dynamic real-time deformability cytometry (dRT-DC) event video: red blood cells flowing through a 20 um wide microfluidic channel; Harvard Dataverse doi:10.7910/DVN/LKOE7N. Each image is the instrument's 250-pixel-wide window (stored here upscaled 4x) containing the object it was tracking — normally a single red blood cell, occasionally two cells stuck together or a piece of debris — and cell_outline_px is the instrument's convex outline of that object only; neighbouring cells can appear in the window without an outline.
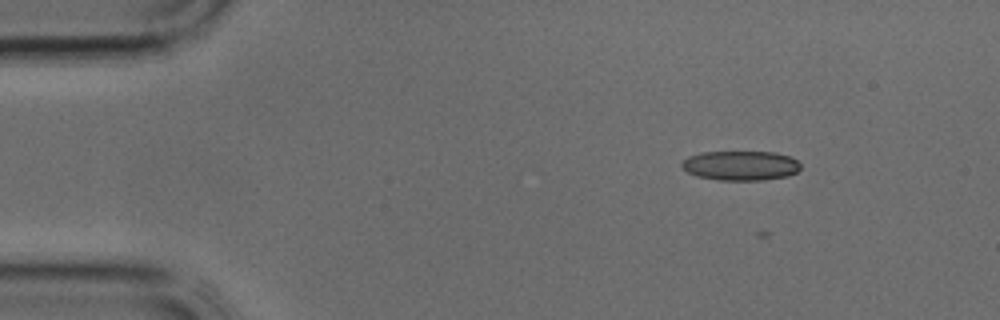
{"species": "common noctule bat (a hibernating species)", "species_latin": "Nyctalus noctula", "temperature_condition": "cold", "stored_images_in_passage": 26, "camera_frame_rate_fps": 3000, "um_per_image_px": 0.085, "animal": {"sex": "male", "body_mass_g": 17.9, "forearm_length_mm": 54.2}, "frame": {"image": 1, "passage_image": 5, "time_ms": 1.333, "image_size_px": [1000, 320], "cell_outline_px": [[800, 168], [796, 172], [788, 176], [764, 180], [720, 180], [696, 176], [680, 168], [680, 164], [688, 156], [700, 152], [776, 152], [788, 156], [796, 160], [800, 164]], "centroid_in_image_um": [62.92, 14.07], "position_along_channel_um": 22.1, "area_um2": 20.58}}
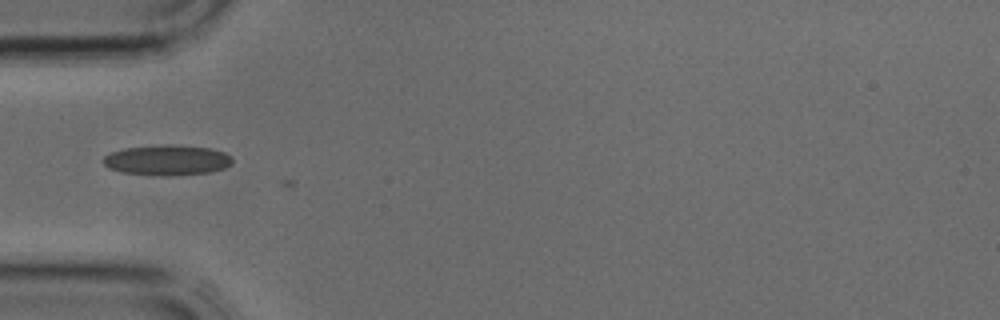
{"frame": {"image": 2, "passage_image": 12, "time_ms": 3.667, "image_size_px": [1000, 320], "cell_outline_px": [[232, 164], [224, 168], [208, 172], [168, 176], [120, 172], [108, 168], [100, 160], [104, 156], [112, 152], [124, 148], [160, 144], [172, 144], [208, 148], [224, 152], [232, 156]], "centroid_in_image_um": [14.17, 13.6], "position_along_channel_um": 70.8, "area_um2": 22.95}}
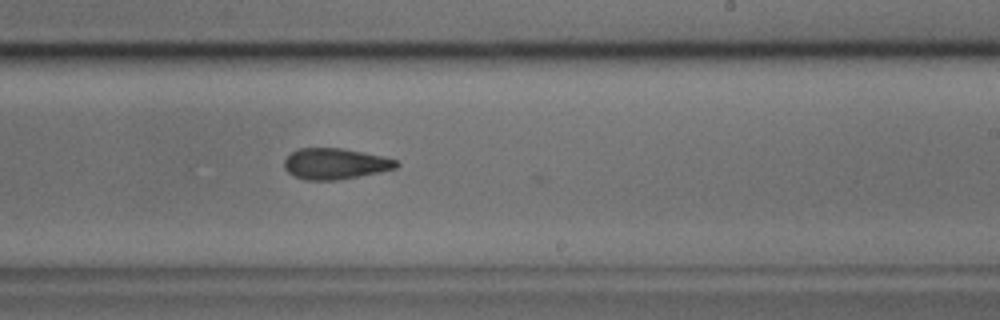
{"frame": {"image": 3, "passage_image": 23, "time_ms": 7.333, "image_size_px": [1000, 320], "cell_outline_px": [[400, 164], [396, 168], [380, 172], [336, 180], [304, 180], [288, 172], [284, 168], [284, 160], [292, 152], [300, 148], [340, 148], [384, 156], [396, 160]], "centroid_in_image_um": [28.49, 13.92], "position_along_channel_um": 260.5, "area_um2": 20.11}}